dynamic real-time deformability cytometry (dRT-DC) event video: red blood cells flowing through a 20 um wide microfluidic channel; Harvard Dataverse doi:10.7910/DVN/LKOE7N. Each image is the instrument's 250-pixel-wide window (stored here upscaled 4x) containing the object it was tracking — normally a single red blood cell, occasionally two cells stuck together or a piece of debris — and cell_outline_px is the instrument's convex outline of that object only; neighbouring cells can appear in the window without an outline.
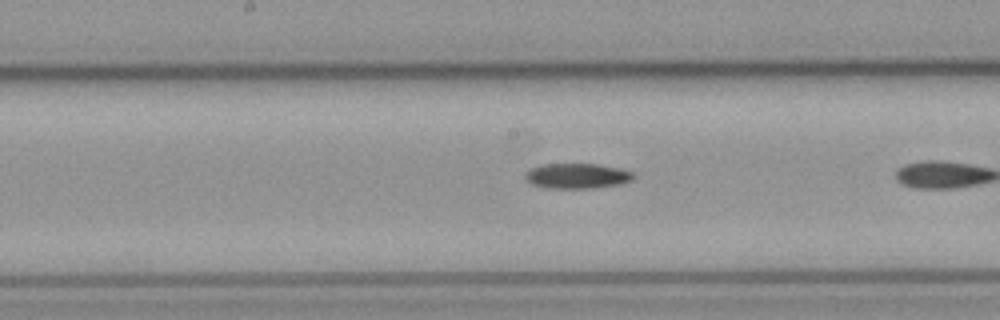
{"species": "common noctule bat (a hibernating species)", "species_latin": "Nyctalus noctula", "temperature_condition": "cold", "stored_images_in_passage": 8, "camera_frame_rate_fps": 3000, "um_per_image_px": 0.085, "animal": {"sex": "male", "body_mass_g": 23.1, "forearm_length_mm": 52.7}, "frame": {"image": 1, "passage_image": 6, "time_ms": 1.667, "image_size_px": [1000, 320], "cell_outline_px": [[632, 180], [620, 184], [592, 188], [548, 188], [532, 184], [524, 176], [524, 172], [532, 168], [544, 164], [596, 164], [616, 168], [632, 172]], "centroid_in_image_um": [49.01, 14.96], "position_along_channel_um": 199.2, "area_um2": 15.61}}